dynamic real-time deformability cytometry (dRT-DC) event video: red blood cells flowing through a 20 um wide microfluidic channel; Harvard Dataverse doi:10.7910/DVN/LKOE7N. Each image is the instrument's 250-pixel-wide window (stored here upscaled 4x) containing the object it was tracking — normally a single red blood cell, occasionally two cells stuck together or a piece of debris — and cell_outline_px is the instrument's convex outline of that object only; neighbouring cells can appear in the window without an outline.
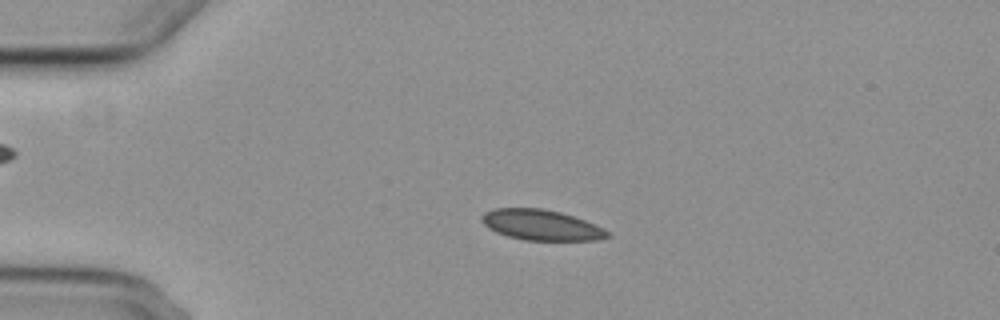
{"species": "common noctule bat (a hibernating species)", "species_latin": "Nyctalus noctula", "temperature_condition": "cold", "stored_images_in_passage": 4, "camera_frame_rate_fps": 3000, "um_per_image_px": 0.085, "animal": {"sex": "female", "body_mass_g": 29.2, "forearm_length_mm": 56.3}, "frame": {"image": 1, "passage_image": 3, "time_ms": 2.333, "image_size_px": [1000, 320], "cell_outline_px": [[612, 236], [596, 240], [524, 240], [508, 236], [496, 232], [488, 228], [480, 220], [480, 216], [484, 212], [496, 208], [544, 208], [560, 212], [596, 224], [604, 228]], "centroid_in_image_um": [45.99, 19.12], "position_along_channel_um": 39.0, "area_um2": 22.43}}